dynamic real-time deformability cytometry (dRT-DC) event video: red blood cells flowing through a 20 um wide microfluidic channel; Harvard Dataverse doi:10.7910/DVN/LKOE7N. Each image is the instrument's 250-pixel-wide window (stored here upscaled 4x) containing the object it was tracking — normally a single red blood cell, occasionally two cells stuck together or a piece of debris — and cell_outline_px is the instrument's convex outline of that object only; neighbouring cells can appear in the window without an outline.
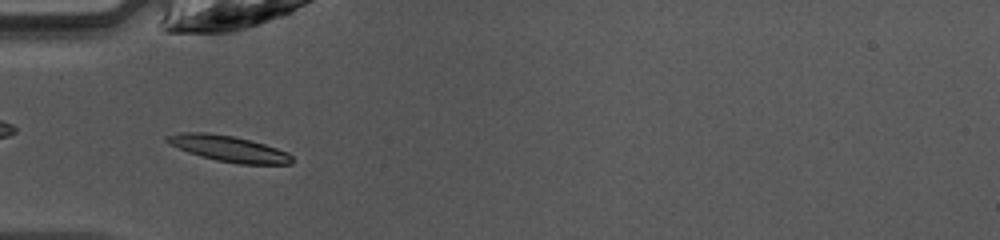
{"species": "common noctule bat (a hibernating species)", "species_latin": "Nyctalus noctula", "temperature_condition": "warm", "stored_images_in_passage": 45, "camera_frame_rate_fps": 3000, "um_per_image_px": 0.085, "animal": {"sex": "female", "body_mass_g": 10.0, "forearm_length_mm": 53.1}, "frame": {"image": 1, "passage_image": 15, "time_ms": 4.667, "image_size_px": [1000, 240], "cell_outline_px": [[292, 164], [240, 164], [216, 160], [200, 156], [188, 152], [168, 144], [164, 140], [164, 136], [180, 132], [208, 132], [232, 136], [264, 144], [288, 152], [292, 156]], "centroid_in_image_um": [19.38, 12.63], "position_along_channel_um": 65.6, "area_um2": 18.9}}
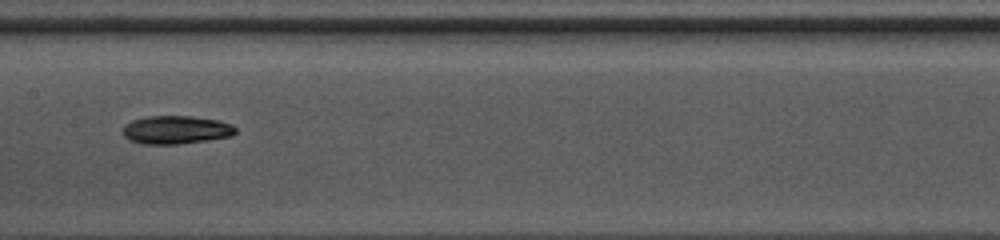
{"frame": {"image": 2, "passage_image": 24, "time_ms": 7.667, "image_size_px": [1000, 240], "cell_outline_px": [[236, 132], [232, 136], [208, 140], [176, 144], [140, 144], [128, 140], [124, 136], [124, 124], [132, 120], [144, 116], [192, 116], [216, 120], [232, 124], [236, 128]], "centroid_in_image_um": [14.94, 11.03], "position_along_channel_um": 192.5, "area_um2": 18.67}}
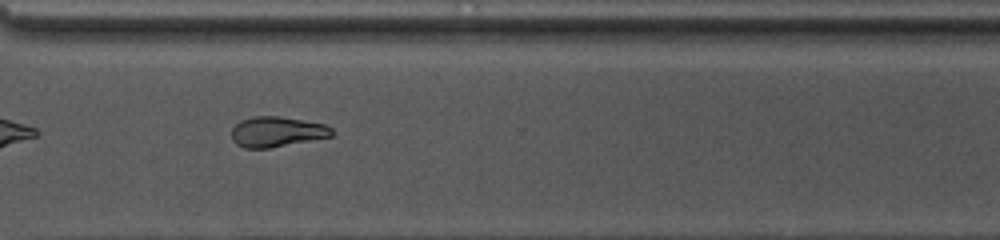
{"frame": {"image": 3, "passage_image": 35, "time_ms": 11.333, "image_size_px": [1000, 240], "cell_outline_px": [[336, 132], [332, 136], [268, 148], [244, 148], [236, 144], [232, 140], [232, 128], [240, 120], [252, 116], [280, 116], [324, 124], [332, 128]], "centroid_in_image_um": [23.52, 11.19], "position_along_channel_um": 347.1, "area_um2": 17.69}, "authors_computed_cell_mechanics": {"area_um2": 18.6116, "velocity_mm_per_s": 4.2402, "shape_relaxation_time_tau1_ms": 4.0336, "shape_relaxation_time_tau2_ms": null, "deformation_change_tau1": 0.1486, "deformation_change_tau2": null}}